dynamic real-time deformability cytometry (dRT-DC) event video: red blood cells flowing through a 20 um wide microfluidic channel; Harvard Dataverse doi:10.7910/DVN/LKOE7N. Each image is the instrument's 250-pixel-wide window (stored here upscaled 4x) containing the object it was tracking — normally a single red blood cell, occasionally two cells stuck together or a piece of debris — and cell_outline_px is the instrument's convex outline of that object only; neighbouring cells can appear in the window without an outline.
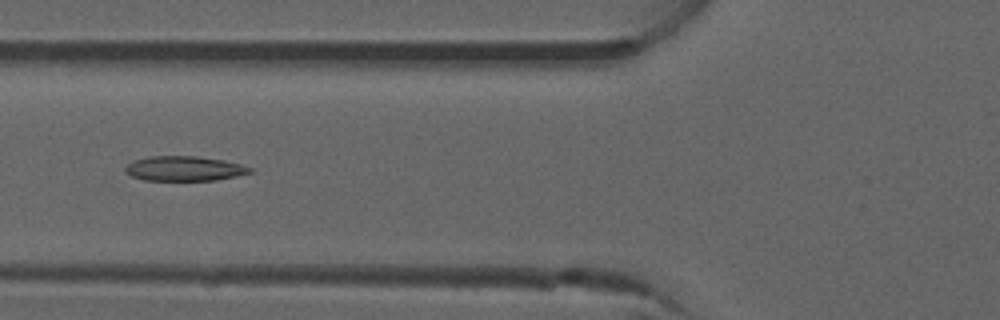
{"species": "common noctule bat (a hibernating species)", "species_latin": "Nyctalus noctula", "temperature_condition": "room temperature", "stored_images_in_passage": 6, "camera_frame_rate_fps": 3000, "um_per_image_px": 0.085, "animal": {"sex": "male", "forearm_length_mm": 52.5}, "frame": {"image": 1, "passage_image": 6, "time_ms": 1.667, "image_size_px": [1000, 320], "cell_outline_px": [[252, 172], [236, 176], [216, 180], [144, 180], [132, 176], [124, 172], [124, 168], [128, 164], [136, 160], [148, 156], [196, 156], [224, 160], [240, 164], [252, 168]], "centroid_in_image_um": [15.66, 14.32], "position_along_channel_um": 110.1, "area_um2": 17.92}}